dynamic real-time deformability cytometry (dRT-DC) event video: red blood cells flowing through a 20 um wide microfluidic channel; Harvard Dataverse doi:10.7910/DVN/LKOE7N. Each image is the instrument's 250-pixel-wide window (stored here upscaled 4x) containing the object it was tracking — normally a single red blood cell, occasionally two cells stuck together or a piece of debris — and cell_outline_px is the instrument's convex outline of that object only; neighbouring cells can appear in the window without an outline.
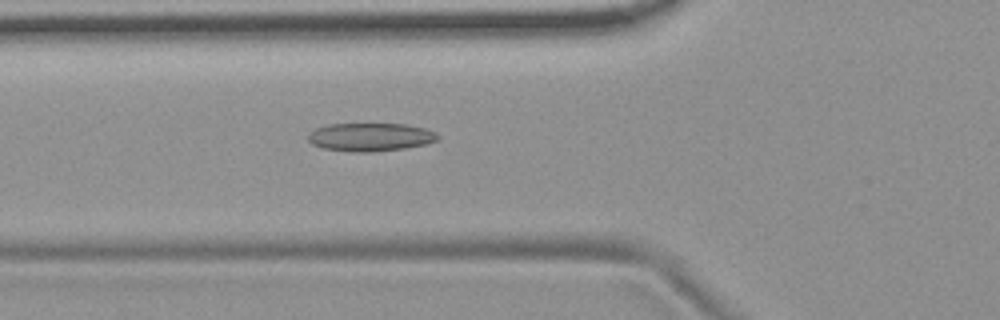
{"species": "common noctule bat (a hibernating species)", "species_latin": "Nyctalus noctula", "temperature_condition": "room temperature", "stored_images_in_passage": 47, "camera_frame_rate_fps": 3000, "um_per_image_px": 0.085, "animal": {"sex": "female", "body_mass_g": 19.9}, "frame": {"image": 1, "passage_image": 12, "time_ms": 3.667, "image_size_px": [1000, 320], "cell_outline_px": [[440, 136], [436, 140], [428, 144], [404, 148], [368, 152], [352, 152], [324, 148], [312, 144], [308, 140], [308, 132], [316, 128], [328, 124], [404, 124], [424, 128]], "centroid_in_image_um": [31.45, 11.65], "position_along_channel_um": 94.4, "area_um2": 21.21}}
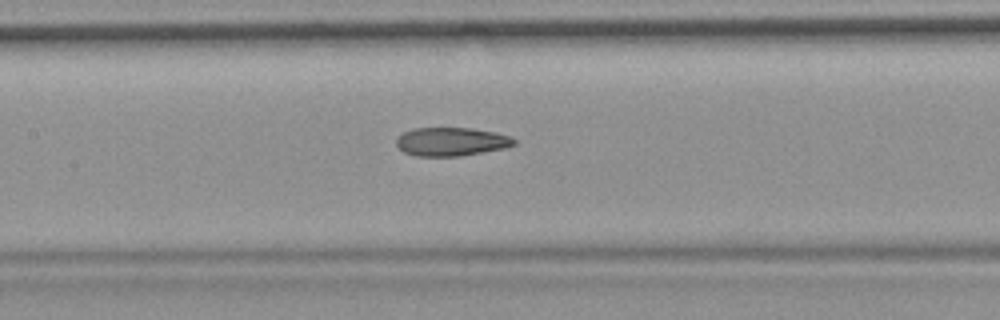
{"frame": {"image": 2, "passage_image": 18, "time_ms": 5.667, "image_size_px": [1000, 320], "cell_outline_px": [[516, 144], [504, 148], [460, 156], [416, 156], [404, 152], [396, 144], [396, 140], [404, 132], [412, 128], [472, 128], [496, 132], [508, 136], [516, 140]], "centroid_in_image_um": [38.36, 12.04], "position_along_channel_um": 169.0, "area_um2": 19.48}}
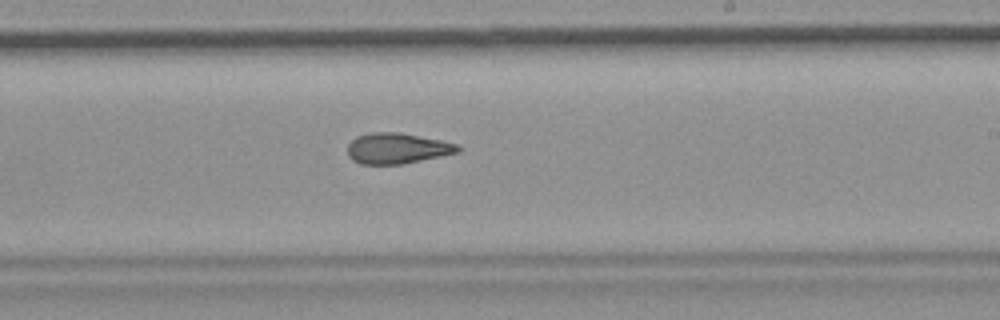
{"frame": {"image": 3, "passage_image": 25, "time_ms": 8.0, "image_size_px": [1000, 320], "cell_outline_px": [[460, 152], [400, 164], [360, 164], [352, 160], [348, 156], [348, 144], [356, 136], [372, 132], [400, 132], [440, 140], [456, 144], [460, 148]], "centroid_in_image_um": [33.72, 12.6], "position_along_channel_um": 255.3, "area_um2": 19.59}, "authors_computed_cell_mechanics": {"area_um2": 20.23, "velocity_mm_per_s": 3.7127, "shape_relaxation_time_tau1_ms": null, "shape_relaxation_time_tau2_ms": 3.6271, "deformation_change_tau1": null, "deformation_change_tau2": 0.117}}